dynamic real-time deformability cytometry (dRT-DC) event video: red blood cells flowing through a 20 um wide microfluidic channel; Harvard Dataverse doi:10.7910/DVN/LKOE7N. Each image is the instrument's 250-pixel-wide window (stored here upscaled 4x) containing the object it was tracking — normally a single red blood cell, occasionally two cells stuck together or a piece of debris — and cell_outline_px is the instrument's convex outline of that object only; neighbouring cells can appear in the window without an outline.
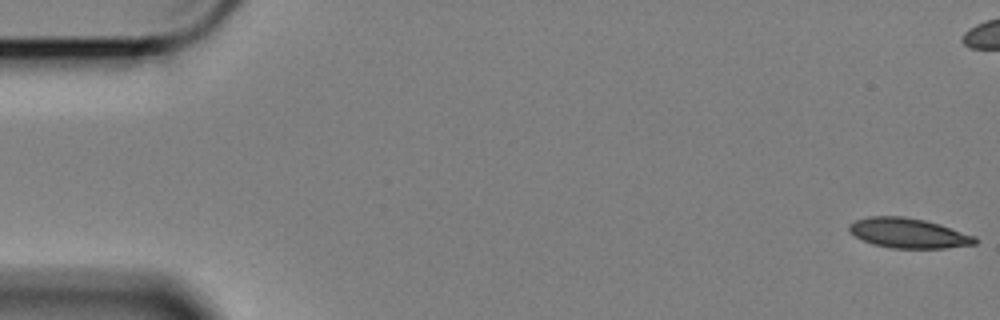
{"species": "Egyptian fruit bat (a non-hibernating species)", "species_latin": "Rousettus aegyptiacus", "temperature_condition": "cold", "stored_images_in_passage": 60, "camera_frame_rate_fps": 3000, "um_per_image_px": 0.085, "animal": {"sex": "female"}, "frame": {"image": 1, "passage_image": 1, "time_ms": 0.0, "image_size_px": [1000, 320], "cell_outline_px": [[976, 244], [944, 248], [892, 248], [872, 244], [856, 236], [848, 228], [848, 224], [856, 220], [868, 216], [904, 216], [924, 220], [940, 224], [976, 236]], "centroid_in_image_um": [77.22, 19.81], "position_along_channel_um": 7.8, "area_um2": 21.85}}
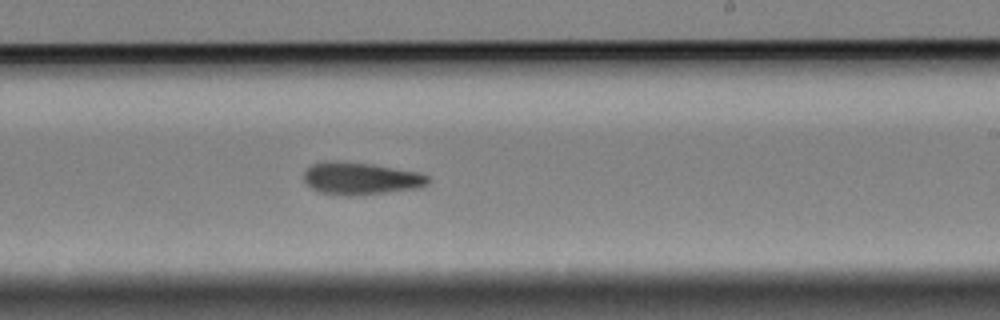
{"frame": {"image": 2, "passage_image": 35, "time_ms": 11.333, "image_size_px": [1000, 320], "cell_outline_px": [[432, 180], [428, 184], [420, 188], [352, 196], [340, 196], [316, 192], [304, 180], [304, 172], [312, 164], [372, 164], [420, 172], [432, 176]], "centroid_in_image_um": [30.78, 15.23], "position_along_channel_um": 258.2, "area_um2": 22.95}}
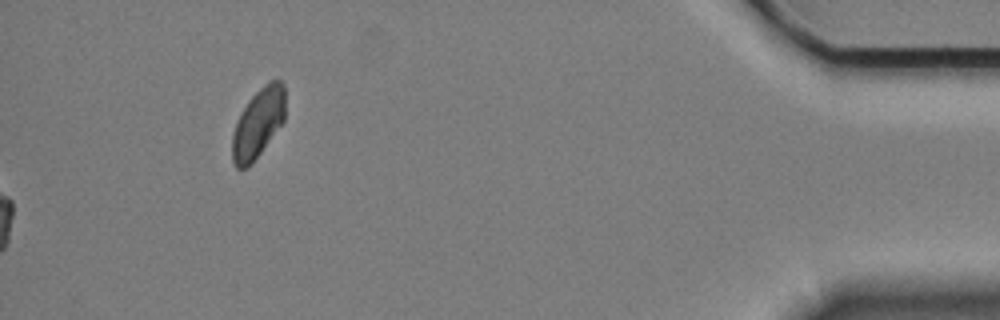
{"frame": {"image": 3, "passage_image": 60, "time_ms": 19.667, "image_size_px": [1000, 320], "cell_outline_px": [[284, 120], [252, 164], [248, 168], [236, 168], [232, 164], [232, 136], [236, 124], [248, 100], [268, 80], [280, 80], [284, 84]], "centroid_in_image_um": [21.93, 10.49], "position_along_channel_um": 413.3, "area_um2": 21.21}, "authors_computed_cell_mechanics": {"area_um2": 22.7732, "velocity_mm_per_s": 3.3981, "shape_relaxation_time_tau1_ms": 10.7299, "shape_relaxation_time_tau2_ms": null, "deformation_change_tau1": 0.1916, "deformation_change_tau2": null}}